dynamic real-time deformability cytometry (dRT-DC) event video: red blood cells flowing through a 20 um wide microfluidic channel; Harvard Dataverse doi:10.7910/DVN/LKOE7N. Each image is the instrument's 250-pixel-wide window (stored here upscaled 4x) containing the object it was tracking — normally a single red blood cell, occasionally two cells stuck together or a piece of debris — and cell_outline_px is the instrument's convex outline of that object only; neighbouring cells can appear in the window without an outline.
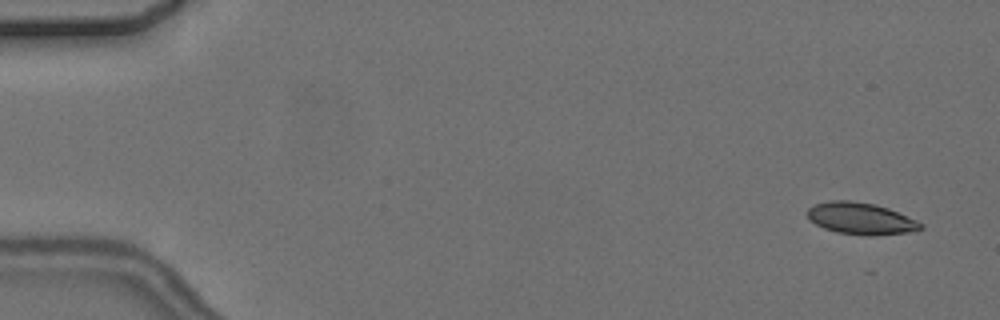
{"species": "common noctule bat (a hibernating species)", "species_latin": "Nyctalus noctula", "temperature_condition": "cold", "stored_images_in_passage": 4, "camera_frame_rate_fps": 3000, "um_per_image_px": 0.085, "animal": {"sex": "female", "body_mass_g": 24.6, "forearm_length_mm": 56.2}, "frame": {"image": 1, "passage_image": 1, "time_ms": 0.0, "image_size_px": [1000, 320], "cell_outline_px": [[924, 228], [908, 232], [872, 236], [868, 236], [836, 232], [824, 228], [808, 220], [808, 208], [816, 204], [832, 200], [848, 200], [876, 204], [888, 208], [916, 220], [924, 224]], "centroid_in_image_um": [73.17, 18.58], "position_along_channel_um": 11.8, "area_um2": 20.98}}
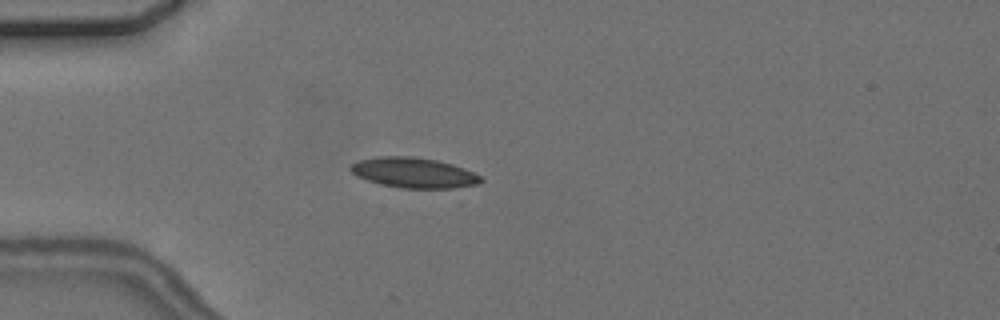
{"frame": {"image": 2, "passage_image": 4, "time_ms": 4.333, "image_size_px": [1000, 320], "cell_outline_px": [[484, 180], [480, 184], [460, 188], [400, 188], [380, 184], [356, 176], [348, 168], [352, 164], [360, 160], [380, 156], [412, 156], [436, 160], [452, 164], [464, 168], [480, 176]], "centroid_in_image_um": [35.2, 14.69], "position_along_channel_um": 49.8, "area_um2": 23.06}}